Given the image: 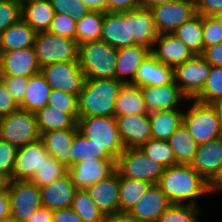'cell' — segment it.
<instances>
[{
  "label": "cell",
  "instance_id": "cell-57",
  "mask_svg": "<svg viewBox=\"0 0 222 222\" xmlns=\"http://www.w3.org/2000/svg\"><path fill=\"white\" fill-rule=\"evenodd\" d=\"M10 214V197L8 186L5 185L0 189V219Z\"/></svg>",
  "mask_w": 222,
  "mask_h": 222
},
{
  "label": "cell",
  "instance_id": "cell-47",
  "mask_svg": "<svg viewBox=\"0 0 222 222\" xmlns=\"http://www.w3.org/2000/svg\"><path fill=\"white\" fill-rule=\"evenodd\" d=\"M20 20L21 3L14 0H0V34Z\"/></svg>",
  "mask_w": 222,
  "mask_h": 222
},
{
  "label": "cell",
  "instance_id": "cell-23",
  "mask_svg": "<svg viewBox=\"0 0 222 222\" xmlns=\"http://www.w3.org/2000/svg\"><path fill=\"white\" fill-rule=\"evenodd\" d=\"M172 203L157 184L152 185L129 213L143 222H158L160 215Z\"/></svg>",
  "mask_w": 222,
  "mask_h": 222
},
{
  "label": "cell",
  "instance_id": "cell-55",
  "mask_svg": "<svg viewBox=\"0 0 222 222\" xmlns=\"http://www.w3.org/2000/svg\"><path fill=\"white\" fill-rule=\"evenodd\" d=\"M52 222H84V220L69 207L53 210Z\"/></svg>",
  "mask_w": 222,
  "mask_h": 222
},
{
  "label": "cell",
  "instance_id": "cell-64",
  "mask_svg": "<svg viewBox=\"0 0 222 222\" xmlns=\"http://www.w3.org/2000/svg\"><path fill=\"white\" fill-rule=\"evenodd\" d=\"M222 25V10L213 15Z\"/></svg>",
  "mask_w": 222,
  "mask_h": 222
},
{
  "label": "cell",
  "instance_id": "cell-29",
  "mask_svg": "<svg viewBox=\"0 0 222 222\" xmlns=\"http://www.w3.org/2000/svg\"><path fill=\"white\" fill-rule=\"evenodd\" d=\"M126 114L149 115L140 87L130 83L122 84L115 102V118Z\"/></svg>",
  "mask_w": 222,
  "mask_h": 222
},
{
  "label": "cell",
  "instance_id": "cell-58",
  "mask_svg": "<svg viewBox=\"0 0 222 222\" xmlns=\"http://www.w3.org/2000/svg\"><path fill=\"white\" fill-rule=\"evenodd\" d=\"M106 222H143L129 212H117L106 217Z\"/></svg>",
  "mask_w": 222,
  "mask_h": 222
},
{
  "label": "cell",
  "instance_id": "cell-40",
  "mask_svg": "<svg viewBox=\"0 0 222 222\" xmlns=\"http://www.w3.org/2000/svg\"><path fill=\"white\" fill-rule=\"evenodd\" d=\"M71 208L84 220V222H106L105 215L92 201L86 189L77 190Z\"/></svg>",
  "mask_w": 222,
  "mask_h": 222
},
{
  "label": "cell",
  "instance_id": "cell-32",
  "mask_svg": "<svg viewBox=\"0 0 222 222\" xmlns=\"http://www.w3.org/2000/svg\"><path fill=\"white\" fill-rule=\"evenodd\" d=\"M51 87L45 80V77L39 72L29 77L27 92L23 101L19 104L20 109L36 113L39 109L47 105Z\"/></svg>",
  "mask_w": 222,
  "mask_h": 222
},
{
  "label": "cell",
  "instance_id": "cell-1",
  "mask_svg": "<svg viewBox=\"0 0 222 222\" xmlns=\"http://www.w3.org/2000/svg\"><path fill=\"white\" fill-rule=\"evenodd\" d=\"M157 185L171 203L195 205V199L209 192V183L191 164H176L164 169Z\"/></svg>",
  "mask_w": 222,
  "mask_h": 222
},
{
  "label": "cell",
  "instance_id": "cell-11",
  "mask_svg": "<svg viewBox=\"0 0 222 222\" xmlns=\"http://www.w3.org/2000/svg\"><path fill=\"white\" fill-rule=\"evenodd\" d=\"M158 34L172 33L197 15L195 0H175L151 8Z\"/></svg>",
  "mask_w": 222,
  "mask_h": 222
},
{
  "label": "cell",
  "instance_id": "cell-12",
  "mask_svg": "<svg viewBox=\"0 0 222 222\" xmlns=\"http://www.w3.org/2000/svg\"><path fill=\"white\" fill-rule=\"evenodd\" d=\"M210 69L211 65L201 55H194L174 68L175 83L189 101L201 92Z\"/></svg>",
  "mask_w": 222,
  "mask_h": 222
},
{
  "label": "cell",
  "instance_id": "cell-52",
  "mask_svg": "<svg viewBox=\"0 0 222 222\" xmlns=\"http://www.w3.org/2000/svg\"><path fill=\"white\" fill-rule=\"evenodd\" d=\"M196 12L202 16H213L222 10V0H195Z\"/></svg>",
  "mask_w": 222,
  "mask_h": 222
},
{
  "label": "cell",
  "instance_id": "cell-61",
  "mask_svg": "<svg viewBox=\"0 0 222 222\" xmlns=\"http://www.w3.org/2000/svg\"><path fill=\"white\" fill-rule=\"evenodd\" d=\"M175 0H140L141 7L149 8L155 7L157 5L168 3Z\"/></svg>",
  "mask_w": 222,
  "mask_h": 222
},
{
  "label": "cell",
  "instance_id": "cell-4",
  "mask_svg": "<svg viewBox=\"0 0 222 222\" xmlns=\"http://www.w3.org/2000/svg\"><path fill=\"white\" fill-rule=\"evenodd\" d=\"M77 128L78 132L104 148L115 160L125 150L115 117H79Z\"/></svg>",
  "mask_w": 222,
  "mask_h": 222
},
{
  "label": "cell",
  "instance_id": "cell-30",
  "mask_svg": "<svg viewBox=\"0 0 222 222\" xmlns=\"http://www.w3.org/2000/svg\"><path fill=\"white\" fill-rule=\"evenodd\" d=\"M36 31L22 19L0 34V52L34 47Z\"/></svg>",
  "mask_w": 222,
  "mask_h": 222
},
{
  "label": "cell",
  "instance_id": "cell-63",
  "mask_svg": "<svg viewBox=\"0 0 222 222\" xmlns=\"http://www.w3.org/2000/svg\"><path fill=\"white\" fill-rule=\"evenodd\" d=\"M218 112H219V116H220V126H221V136H222V101L219 103L215 104Z\"/></svg>",
  "mask_w": 222,
  "mask_h": 222
},
{
  "label": "cell",
  "instance_id": "cell-26",
  "mask_svg": "<svg viewBox=\"0 0 222 222\" xmlns=\"http://www.w3.org/2000/svg\"><path fill=\"white\" fill-rule=\"evenodd\" d=\"M78 128H65L56 131L41 133L47 152L66 168L71 167L70 147Z\"/></svg>",
  "mask_w": 222,
  "mask_h": 222
},
{
  "label": "cell",
  "instance_id": "cell-54",
  "mask_svg": "<svg viewBox=\"0 0 222 222\" xmlns=\"http://www.w3.org/2000/svg\"><path fill=\"white\" fill-rule=\"evenodd\" d=\"M201 56L211 65L222 67V43L205 48Z\"/></svg>",
  "mask_w": 222,
  "mask_h": 222
},
{
  "label": "cell",
  "instance_id": "cell-20",
  "mask_svg": "<svg viewBox=\"0 0 222 222\" xmlns=\"http://www.w3.org/2000/svg\"><path fill=\"white\" fill-rule=\"evenodd\" d=\"M140 89L149 113L180 109L181 100H188L175 81L162 86H141Z\"/></svg>",
  "mask_w": 222,
  "mask_h": 222
},
{
  "label": "cell",
  "instance_id": "cell-66",
  "mask_svg": "<svg viewBox=\"0 0 222 222\" xmlns=\"http://www.w3.org/2000/svg\"><path fill=\"white\" fill-rule=\"evenodd\" d=\"M14 1H18V2H20V3H23V2L26 1V0H14Z\"/></svg>",
  "mask_w": 222,
  "mask_h": 222
},
{
  "label": "cell",
  "instance_id": "cell-56",
  "mask_svg": "<svg viewBox=\"0 0 222 222\" xmlns=\"http://www.w3.org/2000/svg\"><path fill=\"white\" fill-rule=\"evenodd\" d=\"M52 216L53 210L42 206L25 222H52Z\"/></svg>",
  "mask_w": 222,
  "mask_h": 222
},
{
  "label": "cell",
  "instance_id": "cell-34",
  "mask_svg": "<svg viewBox=\"0 0 222 222\" xmlns=\"http://www.w3.org/2000/svg\"><path fill=\"white\" fill-rule=\"evenodd\" d=\"M167 141L173 149L176 164H191L194 161L199 145L184 124L177 128Z\"/></svg>",
  "mask_w": 222,
  "mask_h": 222
},
{
  "label": "cell",
  "instance_id": "cell-5",
  "mask_svg": "<svg viewBox=\"0 0 222 222\" xmlns=\"http://www.w3.org/2000/svg\"><path fill=\"white\" fill-rule=\"evenodd\" d=\"M183 124L198 145L221 136L220 116L213 104L193 99L189 109L183 112Z\"/></svg>",
  "mask_w": 222,
  "mask_h": 222
},
{
  "label": "cell",
  "instance_id": "cell-31",
  "mask_svg": "<svg viewBox=\"0 0 222 222\" xmlns=\"http://www.w3.org/2000/svg\"><path fill=\"white\" fill-rule=\"evenodd\" d=\"M183 112L180 109H174L149 113L152 139L168 140L183 124Z\"/></svg>",
  "mask_w": 222,
  "mask_h": 222
},
{
  "label": "cell",
  "instance_id": "cell-6",
  "mask_svg": "<svg viewBox=\"0 0 222 222\" xmlns=\"http://www.w3.org/2000/svg\"><path fill=\"white\" fill-rule=\"evenodd\" d=\"M34 49L40 68L57 62L78 61L77 41L58 34L36 33Z\"/></svg>",
  "mask_w": 222,
  "mask_h": 222
},
{
  "label": "cell",
  "instance_id": "cell-41",
  "mask_svg": "<svg viewBox=\"0 0 222 222\" xmlns=\"http://www.w3.org/2000/svg\"><path fill=\"white\" fill-rule=\"evenodd\" d=\"M194 100L213 105L222 101V67L211 66L209 76Z\"/></svg>",
  "mask_w": 222,
  "mask_h": 222
},
{
  "label": "cell",
  "instance_id": "cell-35",
  "mask_svg": "<svg viewBox=\"0 0 222 222\" xmlns=\"http://www.w3.org/2000/svg\"><path fill=\"white\" fill-rule=\"evenodd\" d=\"M152 185L147 181L131 179L119 174V212H129Z\"/></svg>",
  "mask_w": 222,
  "mask_h": 222
},
{
  "label": "cell",
  "instance_id": "cell-49",
  "mask_svg": "<svg viewBox=\"0 0 222 222\" xmlns=\"http://www.w3.org/2000/svg\"><path fill=\"white\" fill-rule=\"evenodd\" d=\"M16 153V147L0 139V176L6 181L12 180Z\"/></svg>",
  "mask_w": 222,
  "mask_h": 222
},
{
  "label": "cell",
  "instance_id": "cell-53",
  "mask_svg": "<svg viewBox=\"0 0 222 222\" xmlns=\"http://www.w3.org/2000/svg\"><path fill=\"white\" fill-rule=\"evenodd\" d=\"M140 7V0H106V11L109 12H124Z\"/></svg>",
  "mask_w": 222,
  "mask_h": 222
},
{
  "label": "cell",
  "instance_id": "cell-28",
  "mask_svg": "<svg viewBox=\"0 0 222 222\" xmlns=\"http://www.w3.org/2000/svg\"><path fill=\"white\" fill-rule=\"evenodd\" d=\"M131 29L135 44L151 50L159 35L151 9L140 7L131 10Z\"/></svg>",
  "mask_w": 222,
  "mask_h": 222
},
{
  "label": "cell",
  "instance_id": "cell-2",
  "mask_svg": "<svg viewBox=\"0 0 222 222\" xmlns=\"http://www.w3.org/2000/svg\"><path fill=\"white\" fill-rule=\"evenodd\" d=\"M122 84L116 79H85L78 96L79 117H115V102Z\"/></svg>",
  "mask_w": 222,
  "mask_h": 222
},
{
  "label": "cell",
  "instance_id": "cell-16",
  "mask_svg": "<svg viewBox=\"0 0 222 222\" xmlns=\"http://www.w3.org/2000/svg\"><path fill=\"white\" fill-rule=\"evenodd\" d=\"M150 54L157 61L173 68L183 64L185 61L191 59L195 55L179 38L172 33L159 34L153 43Z\"/></svg>",
  "mask_w": 222,
  "mask_h": 222
},
{
  "label": "cell",
  "instance_id": "cell-22",
  "mask_svg": "<svg viewBox=\"0 0 222 222\" xmlns=\"http://www.w3.org/2000/svg\"><path fill=\"white\" fill-rule=\"evenodd\" d=\"M42 205L50 210L69 208L77 192L69 174L39 188Z\"/></svg>",
  "mask_w": 222,
  "mask_h": 222
},
{
  "label": "cell",
  "instance_id": "cell-43",
  "mask_svg": "<svg viewBox=\"0 0 222 222\" xmlns=\"http://www.w3.org/2000/svg\"><path fill=\"white\" fill-rule=\"evenodd\" d=\"M199 209L195 205L172 203L161 215L158 222H200Z\"/></svg>",
  "mask_w": 222,
  "mask_h": 222
},
{
  "label": "cell",
  "instance_id": "cell-44",
  "mask_svg": "<svg viewBox=\"0 0 222 222\" xmlns=\"http://www.w3.org/2000/svg\"><path fill=\"white\" fill-rule=\"evenodd\" d=\"M47 105L54 107L64 113L72 114L77 120L78 96L63 91L51 90Z\"/></svg>",
  "mask_w": 222,
  "mask_h": 222
},
{
  "label": "cell",
  "instance_id": "cell-13",
  "mask_svg": "<svg viewBox=\"0 0 222 222\" xmlns=\"http://www.w3.org/2000/svg\"><path fill=\"white\" fill-rule=\"evenodd\" d=\"M100 40L119 49L136 45L131 29V10L104 12Z\"/></svg>",
  "mask_w": 222,
  "mask_h": 222
},
{
  "label": "cell",
  "instance_id": "cell-15",
  "mask_svg": "<svg viewBox=\"0 0 222 222\" xmlns=\"http://www.w3.org/2000/svg\"><path fill=\"white\" fill-rule=\"evenodd\" d=\"M115 163L116 160H84L69 167L68 174L77 189H86L111 175Z\"/></svg>",
  "mask_w": 222,
  "mask_h": 222
},
{
  "label": "cell",
  "instance_id": "cell-8",
  "mask_svg": "<svg viewBox=\"0 0 222 222\" xmlns=\"http://www.w3.org/2000/svg\"><path fill=\"white\" fill-rule=\"evenodd\" d=\"M35 113L22 109L2 117L0 139L17 149L40 139Z\"/></svg>",
  "mask_w": 222,
  "mask_h": 222
},
{
  "label": "cell",
  "instance_id": "cell-27",
  "mask_svg": "<svg viewBox=\"0 0 222 222\" xmlns=\"http://www.w3.org/2000/svg\"><path fill=\"white\" fill-rule=\"evenodd\" d=\"M54 15L50 0H26L21 3V19L37 33L48 31Z\"/></svg>",
  "mask_w": 222,
  "mask_h": 222
},
{
  "label": "cell",
  "instance_id": "cell-18",
  "mask_svg": "<svg viewBox=\"0 0 222 222\" xmlns=\"http://www.w3.org/2000/svg\"><path fill=\"white\" fill-rule=\"evenodd\" d=\"M47 150L41 139L17 149L12 170V180H30L45 162Z\"/></svg>",
  "mask_w": 222,
  "mask_h": 222
},
{
  "label": "cell",
  "instance_id": "cell-10",
  "mask_svg": "<svg viewBox=\"0 0 222 222\" xmlns=\"http://www.w3.org/2000/svg\"><path fill=\"white\" fill-rule=\"evenodd\" d=\"M51 90L79 96L85 81L78 61L57 62L40 69Z\"/></svg>",
  "mask_w": 222,
  "mask_h": 222
},
{
  "label": "cell",
  "instance_id": "cell-60",
  "mask_svg": "<svg viewBox=\"0 0 222 222\" xmlns=\"http://www.w3.org/2000/svg\"><path fill=\"white\" fill-rule=\"evenodd\" d=\"M217 190L222 191V166L214 179L209 183V192Z\"/></svg>",
  "mask_w": 222,
  "mask_h": 222
},
{
  "label": "cell",
  "instance_id": "cell-9",
  "mask_svg": "<svg viewBox=\"0 0 222 222\" xmlns=\"http://www.w3.org/2000/svg\"><path fill=\"white\" fill-rule=\"evenodd\" d=\"M10 197V214L20 222L28 220L42 207L40 189L29 180L6 181Z\"/></svg>",
  "mask_w": 222,
  "mask_h": 222
},
{
  "label": "cell",
  "instance_id": "cell-14",
  "mask_svg": "<svg viewBox=\"0 0 222 222\" xmlns=\"http://www.w3.org/2000/svg\"><path fill=\"white\" fill-rule=\"evenodd\" d=\"M40 69L34 47L0 52V76L30 77Z\"/></svg>",
  "mask_w": 222,
  "mask_h": 222
},
{
  "label": "cell",
  "instance_id": "cell-50",
  "mask_svg": "<svg viewBox=\"0 0 222 222\" xmlns=\"http://www.w3.org/2000/svg\"><path fill=\"white\" fill-rule=\"evenodd\" d=\"M7 90L14 97L15 101L20 104L27 92V86L29 84V77H17V76H0Z\"/></svg>",
  "mask_w": 222,
  "mask_h": 222
},
{
  "label": "cell",
  "instance_id": "cell-36",
  "mask_svg": "<svg viewBox=\"0 0 222 222\" xmlns=\"http://www.w3.org/2000/svg\"><path fill=\"white\" fill-rule=\"evenodd\" d=\"M71 166L90 159L115 160L104 148H101L77 132L70 147Z\"/></svg>",
  "mask_w": 222,
  "mask_h": 222
},
{
  "label": "cell",
  "instance_id": "cell-3",
  "mask_svg": "<svg viewBox=\"0 0 222 222\" xmlns=\"http://www.w3.org/2000/svg\"><path fill=\"white\" fill-rule=\"evenodd\" d=\"M117 52L101 40L80 44L78 62L85 79H116Z\"/></svg>",
  "mask_w": 222,
  "mask_h": 222
},
{
  "label": "cell",
  "instance_id": "cell-51",
  "mask_svg": "<svg viewBox=\"0 0 222 222\" xmlns=\"http://www.w3.org/2000/svg\"><path fill=\"white\" fill-rule=\"evenodd\" d=\"M18 109H20L19 104L0 79V116H7Z\"/></svg>",
  "mask_w": 222,
  "mask_h": 222
},
{
  "label": "cell",
  "instance_id": "cell-21",
  "mask_svg": "<svg viewBox=\"0 0 222 222\" xmlns=\"http://www.w3.org/2000/svg\"><path fill=\"white\" fill-rule=\"evenodd\" d=\"M191 166L210 183L222 166V136L199 144Z\"/></svg>",
  "mask_w": 222,
  "mask_h": 222
},
{
  "label": "cell",
  "instance_id": "cell-45",
  "mask_svg": "<svg viewBox=\"0 0 222 222\" xmlns=\"http://www.w3.org/2000/svg\"><path fill=\"white\" fill-rule=\"evenodd\" d=\"M47 32L76 40V20L67 13H55Z\"/></svg>",
  "mask_w": 222,
  "mask_h": 222
},
{
  "label": "cell",
  "instance_id": "cell-62",
  "mask_svg": "<svg viewBox=\"0 0 222 222\" xmlns=\"http://www.w3.org/2000/svg\"><path fill=\"white\" fill-rule=\"evenodd\" d=\"M0 222H20V221L11 214H9L8 216L0 219Z\"/></svg>",
  "mask_w": 222,
  "mask_h": 222
},
{
  "label": "cell",
  "instance_id": "cell-25",
  "mask_svg": "<svg viewBox=\"0 0 222 222\" xmlns=\"http://www.w3.org/2000/svg\"><path fill=\"white\" fill-rule=\"evenodd\" d=\"M175 81L174 68L157 61L151 54L142 62L137 70L135 86H162Z\"/></svg>",
  "mask_w": 222,
  "mask_h": 222
},
{
  "label": "cell",
  "instance_id": "cell-65",
  "mask_svg": "<svg viewBox=\"0 0 222 222\" xmlns=\"http://www.w3.org/2000/svg\"><path fill=\"white\" fill-rule=\"evenodd\" d=\"M5 185H6V180H4V179L0 176V189H2Z\"/></svg>",
  "mask_w": 222,
  "mask_h": 222
},
{
  "label": "cell",
  "instance_id": "cell-24",
  "mask_svg": "<svg viewBox=\"0 0 222 222\" xmlns=\"http://www.w3.org/2000/svg\"><path fill=\"white\" fill-rule=\"evenodd\" d=\"M150 55V49L141 45L119 48L116 60V80L132 83L142 62ZM127 75L129 78H127ZM126 76V77H125Z\"/></svg>",
  "mask_w": 222,
  "mask_h": 222
},
{
  "label": "cell",
  "instance_id": "cell-19",
  "mask_svg": "<svg viewBox=\"0 0 222 222\" xmlns=\"http://www.w3.org/2000/svg\"><path fill=\"white\" fill-rule=\"evenodd\" d=\"M86 191L105 217L119 212V173L116 170L107 178L87 187Z\"/></svg>",
  "mask_w": 222,
  "mask_h": 222
},
{
  "label": "cell",
  "instance_id": "cell-37",
  "mask_svg": "<svg viewBox=\"0 0 222 222\" xmlns=\"http://www.w3.org/2000/svg\"><path fill=\"white\" fill-rule=\"evenodd\" d=\"M195 55L203 52V16L197 14L172 32Z\"/></svg>",
  "mask_w": 222,
  "mask_h": 222
},
{
  "label": "cell",
  "instance_id": "cell-33",
  "mask_svg": "<svg viewBox=\"0 0 222 222\" xmlns=\"http://www.w3.org/2000/svg\"><path fill=\"white\" fill-rule=\"evenodd\" d=\"M37 126L40 134L65 128H77V119L69 113H64L46 105L36 113Z\"/></svg>",
  "mask_w": 222,
  "mask_h": 222
},
{
  "label": "cell",
  "instance_id": "cell-39",
  "mask_svg": "<svg viewBox=\"0 0 222 222\" xmlns=\"http://www.w3.org/2000/svg\"><path fill=\"white\" fill-rule=\"evenodd\" d=\"M68 173V168L60 164L59 161L53 158L48 152L45 153V162L29 180L36 184L39 188L52 183Z\"/></svg>",
  "mask_w": 222,
  "mask_h": 222
},
{
  "label": "cell",
  "instance_id": "cell-48",
  "mask_svg": "<svg viewBox=\"0 0 222 222\" xmlns=\"http://www.w3.org/2000/svg\"><path fill=\"white\" fill-rule=\"evenodd\" d=\"M222 43V25L214 16H203V50Z\"/></svg>",
  "mask_w": 222,
  "mask_h": 222
},
{
  "label": "cell",
  "instance_id": "cell-42",
  "mask_svg": "<svg viewBox=\"0 0 222 222\" xmlns=\"http://www.w3.org/2000/svg\"><path fill=\"white\" fill-rule=\"evenodd\" d=\"M140 149L153 161L160 163L165 168L176 165L173 149L167 140L149 139Z\"/></svg>",
  "mask_w": 222,
  "mask_h": 222
},
{
  "label": "cell",
  "instance_id": "cell-46",
  "mask_svg": "<svg viewBox=\"0 0 222 222\" xmlns=\"http://www.w3.org/2000/svg\"><path fill=\"white\" fill-rule=\"evenodd\" d=\"M50 2L55 13H67L76 21L91 11L81 0H50Z\"/></svg>",
  "mask_w": 222,
  "mask_h": 222
},
{
  "label": "cell",
  "instance_id": "cell-59",
  "mask_svg": "<svg viewBox=\"0 0 222 222\" xmlns=\"http://www.w3.org/2000/svg\"><path fill=\"white\" fill-rule=\"evenodd\" d=\"M93 11L106 12V0H81Z\"/></svg>",
  "mask_w": 222,
  "mask_h": 222
},
{
  "label": "cell",
  "instance_id": "cell-17",
  "mask_svg": "<svg viewBox=\"0 0 222 222\" xmlns=\"http://www.w3.org/2000/svg\"><path fill=\"white\" fill-rule=\"evenodd\" d=\"M119 135L125 147L140 148L151 136L149 115H130L116 117Z\"/></svg>",
  "mask_w": 222,
  "mask_h": 222
},
{
  "label": "cell",
  "instance_id": "cell-38",
  "mask_svg": "<svg viewBox=\"0 0 222 222\" xmlns=\"http://www.w3.org/2000/svg\"><path fill=\"white\" fill-rule=\"evenodd\" d=\"M103 18L104 12L91 10L82 19L76 21V41L78 45L100 40Z\"/></svg>",
  "mask_w": 222,
  "mask_h": 222
},
{
  "label": "cell",
  "instance_id": "cell-7",
  "mask_svg": "<svg viewBox=\"0 0 222 222\" xmlns=\"http://www.w3.org/2000/svg\"><path fill=\"white\" fill-rule=\"evenodd\" d=\"M165 167L153 161L140 148L125 149L116 159L115 170L124 177L157 184Z\"/></svg>",
  "mask_w": 222,
  "mask_h": 222
}]
</instances>
